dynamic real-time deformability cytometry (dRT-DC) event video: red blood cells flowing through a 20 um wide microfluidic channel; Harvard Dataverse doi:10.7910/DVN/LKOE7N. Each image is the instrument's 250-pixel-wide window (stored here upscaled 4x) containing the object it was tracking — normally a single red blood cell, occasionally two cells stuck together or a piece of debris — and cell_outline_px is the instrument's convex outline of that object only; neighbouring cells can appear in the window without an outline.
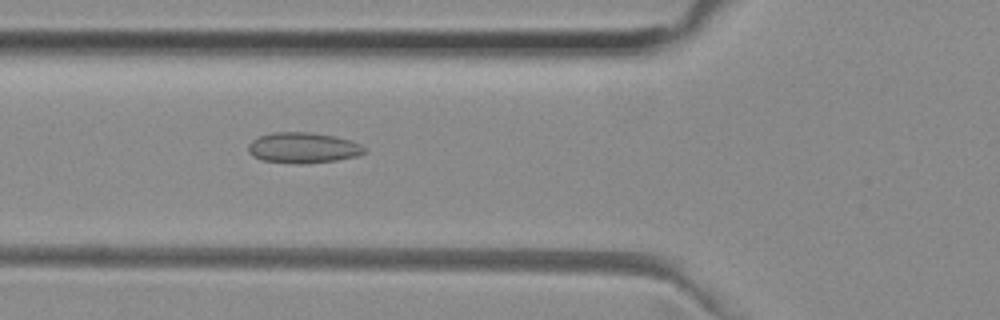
{"species": "common noctule bat (a hibernating species)", "species_latin": "Nyctalus noctula", "temperature_condition": "room temperature", "stored_images_in_passage": 52, "camera_frame_rate_fps": 3000, "um_per_image_px": 0.085, "animal": {"sex": "female", "body_mass_g": 29.2, "forearm_length_mm": 56.3}, "frame": {"image": 1, "passage_image": 19, "time_ms": 6.0, "image_size_px": [1000, 320], "cell_outline_px": [[364, 152], [356, 156], [336, 160], [304, 164], [300, 164], [260, 160], [252, 156], [248, 152], [248, 144], [252, 140], [260, 136], [272, 132], [312, 132], [336, 136], [352, 140], [360, 144], [364, 148]], "centroid_in_image_um": [25.73, 12.55], "position_along_channel_um": 100.1, "area_um2": 20.87}}
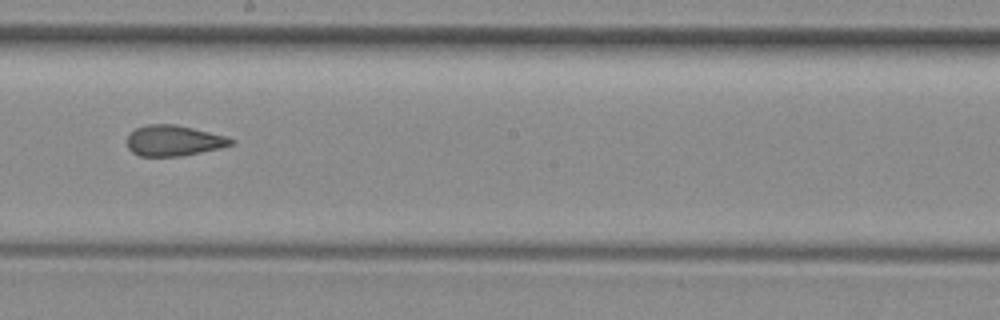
{"frame": {"image": 2, "passage_image": 29, "time_ms": 9.333, "image_size_px": [1000, 320], "cell_outline_px": [[236, 140], [232, 144], [220, 148], [180, 156], [140, 156], [132, 152], [128, 148], [128, 136], [136, 128], [148, 124], [176, 124], [224, 136]], "centroid_in_image_um": [14.75, 11.95], "position_along_channel_um": 233.5, "area_um2": 18.32}}
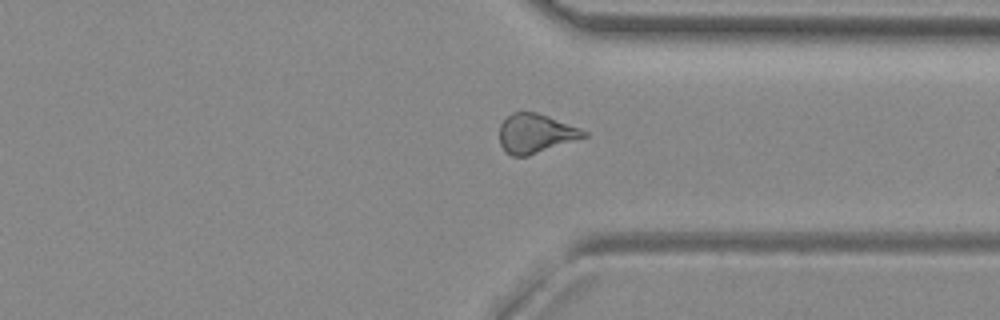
{"frame": {"image": 3, "passage_image": 39, "time_ms": 12.667, "image_size_px": [1000, 320], "cell_outline_px": [[588, 136], [528, 156], [512, 156], [504, 152], [500, 144], [500, 124], [512, 112], [536, 112], [548, 116], [580, 128], [588, 132]], "centroid_in_image_um": [45.51, 11.35], "position_along_channel_um": 365.9, "area_um2": 19.25}, "authors_computed_cell_mechanics": {"area_um2": 19.5942, "velocity_mm_per_s": 3.9979, "shape_relaxation_time_tau1_ms": null, "shape_relaxation_time_tau2_ms": 1.6337, "deformation_change_tau1": null, "deformation_change_tau2": 0.0968}}